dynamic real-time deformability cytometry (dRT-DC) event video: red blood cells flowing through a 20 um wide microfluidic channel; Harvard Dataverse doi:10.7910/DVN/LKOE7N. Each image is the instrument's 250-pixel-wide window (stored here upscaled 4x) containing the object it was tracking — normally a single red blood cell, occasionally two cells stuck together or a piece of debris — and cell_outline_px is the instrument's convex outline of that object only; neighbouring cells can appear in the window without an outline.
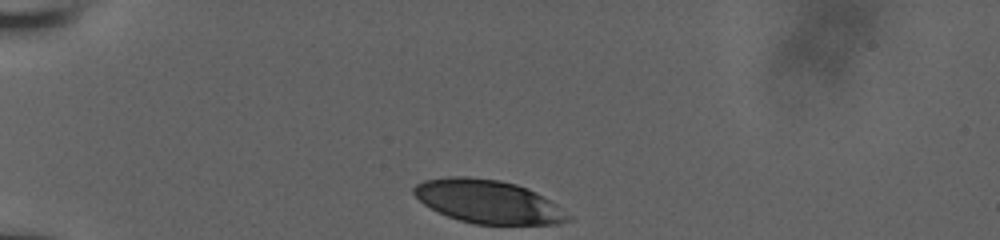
{"species": "human", "species_latin": "Homo sapiens", "temperature_condition": "room temperature", "stored_images_in_passage": 5, "camera_frame_rate_fps": 3000, "um_per_image_px": 0.085, "donor": {"sex": "male"}, "frame": {"image": 1, "passage_image": 1, "time_ms": 0.0, "image_size_px": [1000, 240], "cell_outline_px": [[572, 220], [560, 224], [472, 224], [448, 216], [424, 204], [412, 192], [412, 188], [416, 184], [424, 180], [448, 176], [468, 176], [500, 180], [516, 184], [528, 188], [536, 192], [556, 204], [572, 216]], "centroid_in_image_um": [41.51, 17.13], "position_along_channel_um": 43.5, "area_um2": 39.02}}
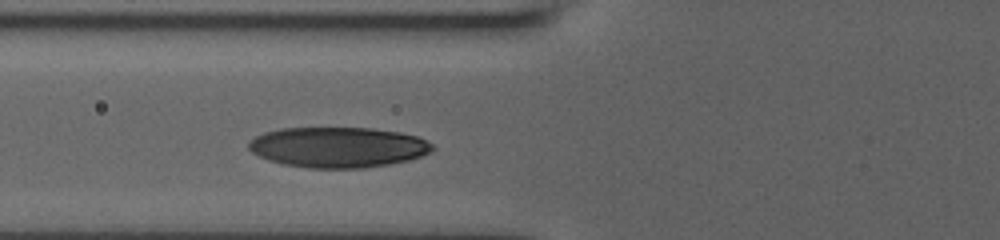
{"frame": {"image": 2, "passage_image": 5, "time_ms": 2.667, "image_size_px": [1000, 240], "cell_outline_px": [[436, 148], [432, 152], [408, 160], [388, 164], [364, 168], [308, 168], [284, 164], [268, 160], [252, 152], [248, 148], [248, 140], [264, 132], [280, 128], [372, 128], [400, 132], [420, 136], [432, 144]], "centroid_in_image_um": [28.74, 12.51], "position_along_channel_um": 97.1, "area_um2": 43.58}}